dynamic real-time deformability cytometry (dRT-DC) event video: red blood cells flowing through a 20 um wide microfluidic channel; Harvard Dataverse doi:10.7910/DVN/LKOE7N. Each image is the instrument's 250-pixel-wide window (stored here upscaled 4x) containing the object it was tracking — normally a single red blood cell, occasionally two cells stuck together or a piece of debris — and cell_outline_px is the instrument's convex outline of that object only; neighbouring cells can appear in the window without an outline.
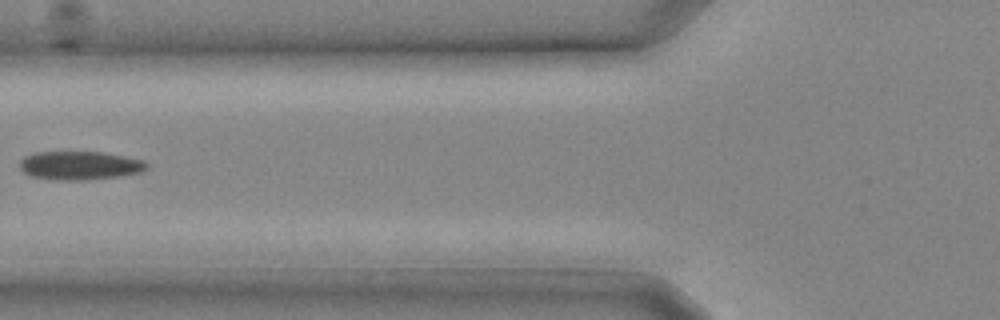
{"species": "common noctule bat (a hibernating species)", "species_latin": "Nyctalus noctula", "temperature_condition": "cold", "stored_images_in_passage": 21, "camera_frame_rate_fps": 3000, "um_per_image_px": 0.085, "animal": {"sex": "male", "body_mass_g": 20.4}, "frame": {"image": 1, "passage_image": 7, "time_ms": 2.0, "image_size_px": [1000, 320], "cell_outline_px": [[148, 168], [140, 172], [120, 176], [84, 180], [60, 180], [32, 176], [24, 172], [20, 168], [20, 160], [24, 156], [32, 152], [104, 152], [144, 160], [148, 164]], "centroid_in_image_um": [6.79, 14.06], "position_along_channel_um": 119.0, "area_um2": 21.15}}
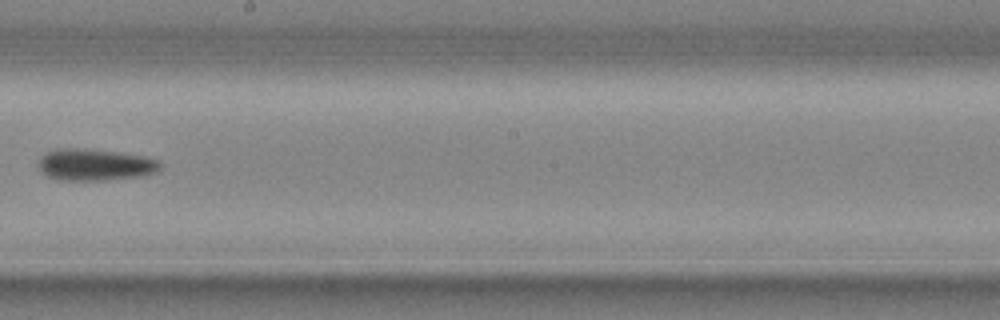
{"frame": {"image": 2, "passage_image": 12, "time_ms": 3.667, "image_size_px": [1000, 320], "cell_outline_px": [[160, 168], [156, 172], [144, 176], [100, 180], [64, 180], [48, 176], [40, 168], [40, 156], [48, 152], [60, 148], [84, 148], [144, 156], [160, 160]], "centroid_in_image_um": [8.12, 14.0], "position_along_channel_um": 240.1, "area_um2": 22.2}}
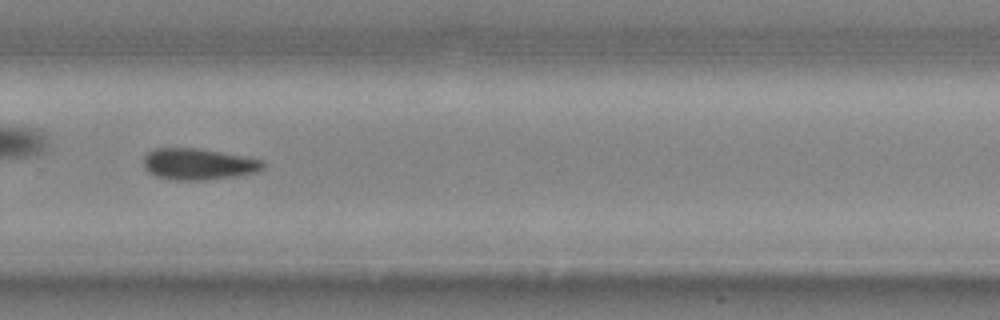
{"frame": {"image": 3, "passage_image": 15, "time_ms": 4.667, "image_size_px": [1000, 320], "cell_outline_px": [[264, 168], [256, 172], [232, 176], [200, 180], [172, 180], [156, 176], [148, 172], [144, 168], [144, 156], [148, 152], [156, 148], [196, 148], [248, 156], [264, 160]], "centroid_in_image_um": [16.86, 13.94], "position_along_channel_um": 312.9, "area_um2": 21.85}}